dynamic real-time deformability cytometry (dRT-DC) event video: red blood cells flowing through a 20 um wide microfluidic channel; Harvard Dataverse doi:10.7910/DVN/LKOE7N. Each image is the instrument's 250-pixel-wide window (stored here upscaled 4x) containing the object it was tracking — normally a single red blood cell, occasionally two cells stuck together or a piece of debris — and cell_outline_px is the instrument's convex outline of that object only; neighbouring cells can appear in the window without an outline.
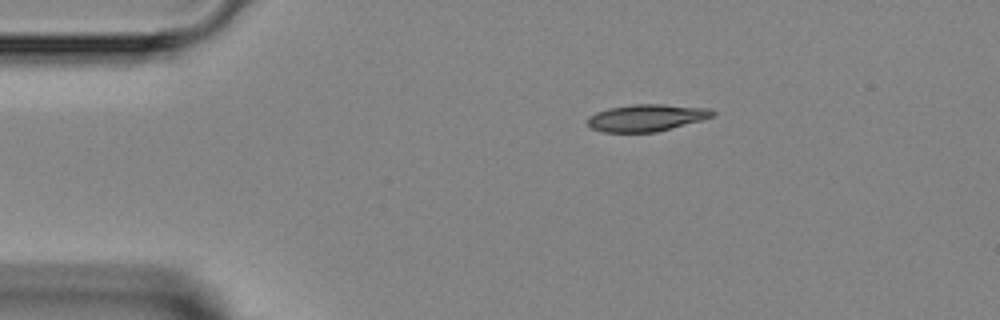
{"species": "Egyptian fruit bat (a non-hibernating species)", "species_latin": "Rousettus aegyptiacus", "temperature_condition": "room temperature", "stored_images_in_passage": 2, "camera_frame_rate_fps": 3000, "um_per_image_px": 0.085, "animal": {"sex": "female"}, "frame": {"image": 1, "passage_image": 2, "time_ms": 1.333, "image_size_px": [1000, 320], "cell_outline_px": [[716, 116], [656, 132], [604, 132], [592, 128], [588, 124], [588, 116], [596, 112], [608, 108], [632, 104], [664, 104], [708, 108], [716, 112]], "centroid_in_image_um": [54.96, 10.0], "position_along_channel_um": 30.0, "area_um2": 19.65}}